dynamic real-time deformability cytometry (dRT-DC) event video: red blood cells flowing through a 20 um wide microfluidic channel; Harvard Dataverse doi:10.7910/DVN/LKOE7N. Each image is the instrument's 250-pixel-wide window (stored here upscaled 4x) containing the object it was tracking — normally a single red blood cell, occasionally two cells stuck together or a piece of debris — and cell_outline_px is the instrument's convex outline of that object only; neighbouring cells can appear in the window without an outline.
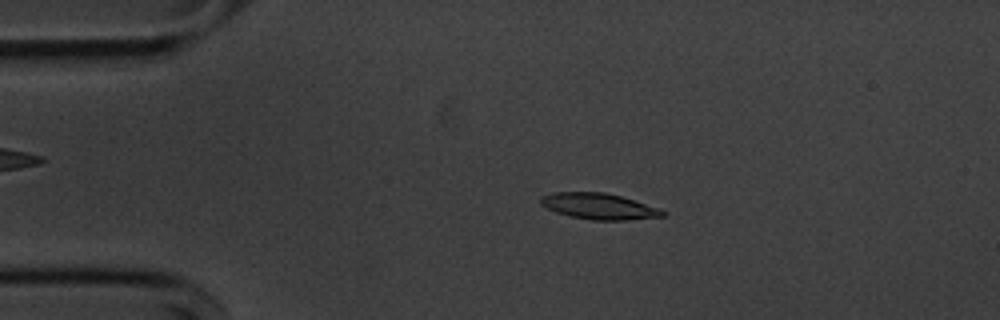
{"species": "common noctule bat (a hibernating species)", "species_latin": "Nyctalus noctula", "temperature_condition": "cold", "stored_images_in_passage": 50, "camera_frame_rate_fps": 3000, "um_per_image_px": 0.085, "animal": {"sex": "male", "body_mass_g": 20.1, "forearm_length_mm": 53.5}, "frame": {"image": 1, "passage_image": 6, "time_ms": 1.667, "image_size_px": [1000, 320], "cell_outline_px": [[668, 212], [664, 216], [628, 220], [592, 220], [572, 216], [556, 212], [540, 204], [540, 196], [552, 192], [604, 192], [620, 196], [660, 208]], "centroid_in_image_um": [50.92, 17.53], "position_along_channel_um": 34.1, "area_um2": 18.5}}
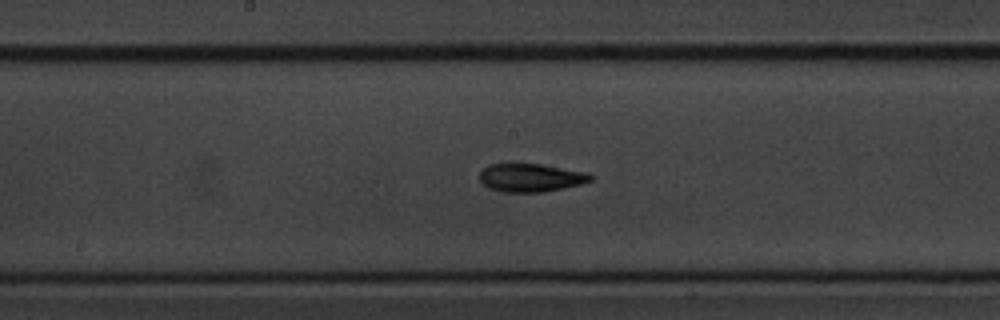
{"frame": {"image": 2, "passage_image": 23, "time_ms": 7.333, "image_size_px": [1000, 320], "cell_outline_px": [[592, 180], [580, 184], [540, 192], [500, 192], [488, 188], [480, 180], [480, 172], [488, 164], [540, 164], [588, 172], [592, 176]], "centroid_in_image_um": [45.09, 15.1], "position_along_channel_um": 203.1, "area_um2": 18.09}}
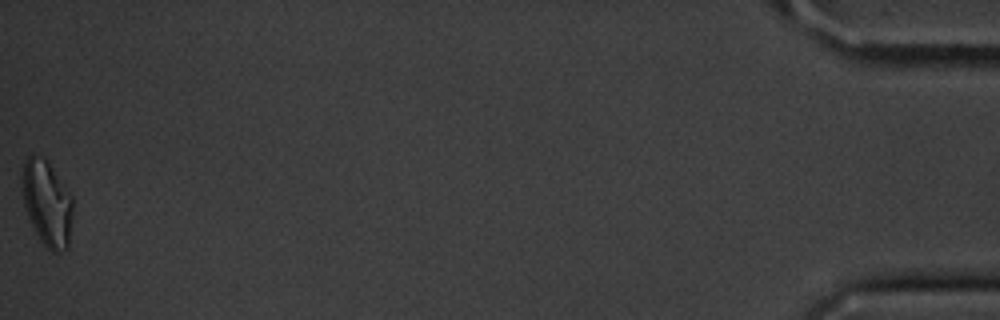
{"frame": {"image": 3, "passage_image": 50, "time_ms": 16.333, "image_size_px": [1000, 320], "cell_outline_px": [[72, 212], [68, 248], [60, 252], [52, 252], [40, 240], [28, 216], [24, 204], [20, 176], [24, 160], [32, 152], [44, 156], [48, 160], [72, 196]], "centroid_in_image_um": [3.97, 17.19], "position_along_channel_um": 431.2, "area_um2": 25.66}, "authors_computed_cell_mechanics": {"area_um2": 18.1492, "velocity_mm_per_s": 3.6243, "shape_relaxation_time_tau1_ms": 4.0425, "shape_relaxation_time_tau2_ms": 6.342, "deformation_change_tau1": 0.1384, "deformation_change_tau2": 0.1241}}